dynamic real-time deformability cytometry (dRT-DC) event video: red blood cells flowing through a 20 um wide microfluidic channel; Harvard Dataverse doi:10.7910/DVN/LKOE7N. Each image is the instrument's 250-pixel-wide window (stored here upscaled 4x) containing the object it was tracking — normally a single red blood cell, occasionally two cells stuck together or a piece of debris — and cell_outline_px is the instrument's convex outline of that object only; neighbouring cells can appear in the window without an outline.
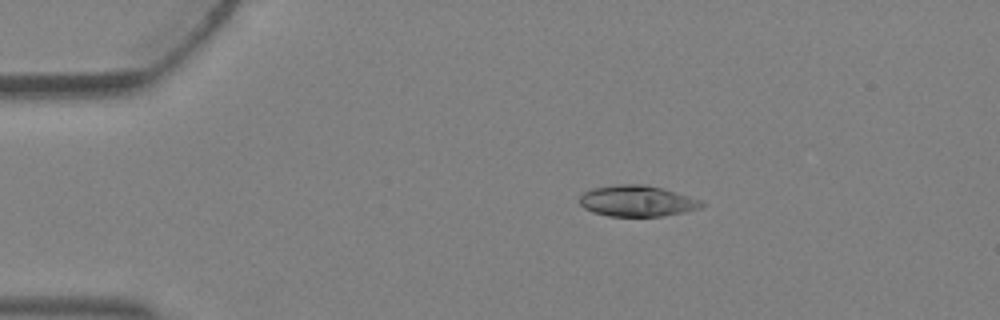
{"species": "Egyptian fruit bat (a non-hibernating species)", "species_latin": "Rousettus aegyptiacus", "temperature_condition": "warm", "stored_images_in_passage": 3, "camera_frame_rate_fps": 3000, "um_per_image_px": 0.085, "animal": {"sex": "female"}, "frame": {"image": 1, "passage_image": 2, "time_ms": 0.333, "image_size_px": [1000, 320], "cell_outline_px": [[704, 204], [700, 208], [684, 212], [664, 216], [608, 216], [592, 212], [584, 208], [580, 204], [580, 196], [584, 192], [592, 188], [616, 184], [644, 184], [664, 188], [704, 200]], "centroid_in_image_um": [54.18, 17.07], "position_along_channel_um": 30.8, "area_um2": 22.37}}